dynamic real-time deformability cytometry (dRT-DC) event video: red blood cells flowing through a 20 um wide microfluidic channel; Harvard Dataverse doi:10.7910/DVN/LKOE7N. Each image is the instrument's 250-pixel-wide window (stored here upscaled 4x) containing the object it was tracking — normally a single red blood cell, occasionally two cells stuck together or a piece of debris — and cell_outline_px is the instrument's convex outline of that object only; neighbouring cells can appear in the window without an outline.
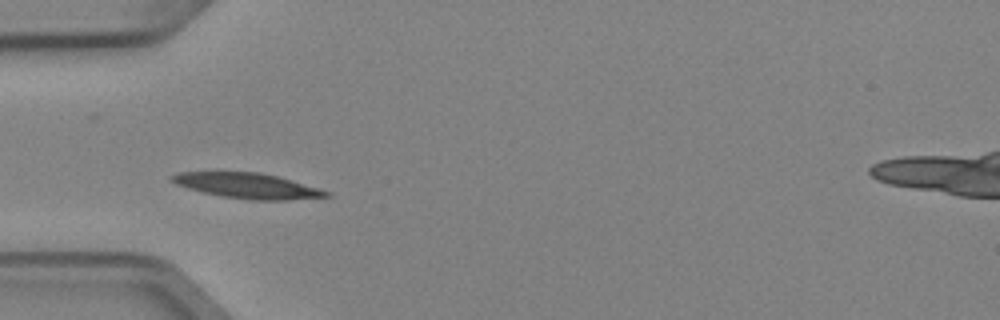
{"species": "Egyptian fruit bat (a non-hibernating species)", "species_latin": "Rousettus aegyptiacus", "temperature_condition": "cold", "stored_images_in_passage": 4, "camera_frame_rate_fps": 3000, "um_per_image_px": 0.085, "animal": {"sex": "female"}, "frame": {"image": 1, "passage_image": 3, "time_ms": 0.667, "image_size_px": [1000, 320], "cell_outline_px": [[332, 196], [288, 200], [252, 200], [224, 196], [204, 192], [188, 188], [176, 184], [168, 180], [168, 176], [180, 172], [260, 172], [292, 180], [320, 188], [332, 192]], "centroid_in_image_um": [21.06, 15.78], "position_along_channel_um": 63.9, "area_um2": 22.77}}
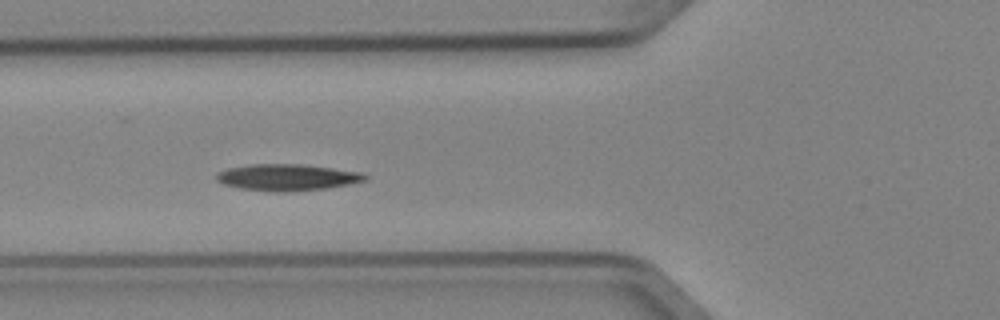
{"frame": {"image": 2, "passage_image": 4, "time_ms": 1.0, "image_size_px": [1000, 320], "cell_outline_px": [[368, 180], [328, 188], [292, 192], [272, 192], [240, 188], [224, 184], [216, 180], [216, 172], [228, 168], [252, 164], [300, 164], [364, 172], [368, 176]], "centroid_in_image_um": [24.43, 15.08], "position_along_channel_um": 101.4, "area_um2": 23.18}}